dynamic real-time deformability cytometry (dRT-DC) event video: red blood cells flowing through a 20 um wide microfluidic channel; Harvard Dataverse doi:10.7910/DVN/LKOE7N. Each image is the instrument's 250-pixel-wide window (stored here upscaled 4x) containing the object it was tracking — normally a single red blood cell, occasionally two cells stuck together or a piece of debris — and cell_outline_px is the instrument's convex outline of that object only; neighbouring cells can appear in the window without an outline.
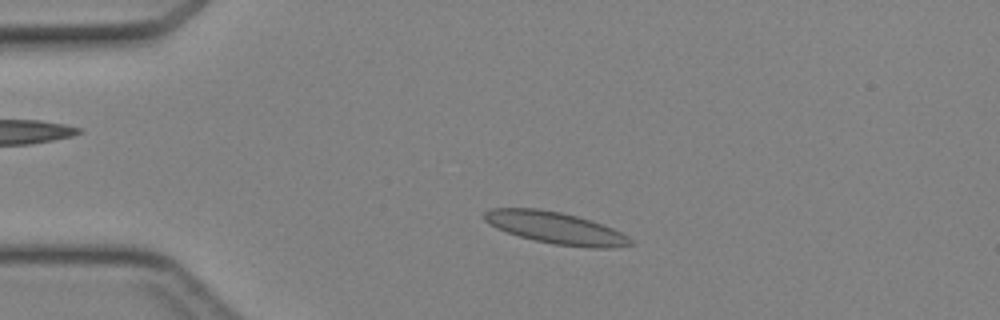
{"species": "Egyptian fruit bat (a non-hibernating species)", "species_latin": "Rousettus aegyptiacus", "temperature_condition": "cold", "stored_images_in_passage": 44, "camera_frame_rate_fps": 3000, "um_per_image_px": 0.085, "animal": {"sex": "female"}, "frame": {"image": 1, "passage_image": 8, "time_ms": 2.333, "image_size_px": [1000, 320], "cell_outline_px": [[632, 244], [616, 248], [588, 248], [552, 244], [520, 236], [496, 228], [488, 224], [484, 220], [484, 212], [492, 208], [536, 208], [560, 212], [576, 216], [612, 228], [628, 236], [632, 240]], "centroid_in_image_um": [47.22, 19.38], "position_along_channel_um": 37.8, "area_um2": 26.93}}
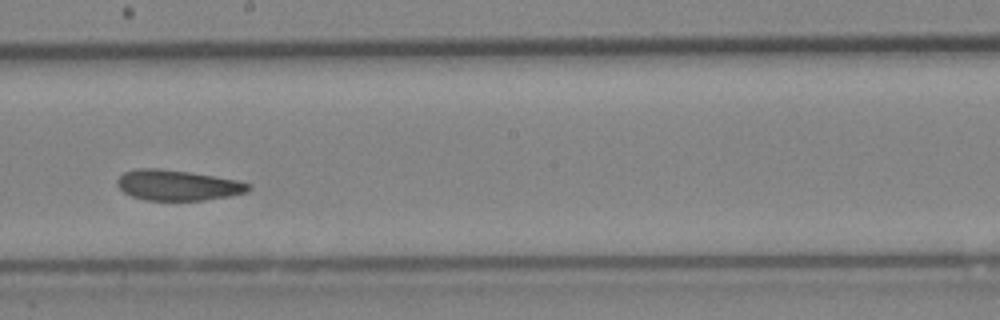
{"frame": {"image": 2, "passage_image": 24, "time_ms": 7.667, "image_size_px": [1000, 320], "cell_outline_px": [[252, 188], [248, 192], [228, 196], [204, 200], [144, 200], [132, 196], [124, 192], [116, 184], [116, 180], [124, 172], [140, 168], [160, 168], [188, 172], [240, 180], [252, 184]], "centroid_in_image_um": [15.13, 15.74], "position_along_channel_um": 233.1, "area_um2": 23.41}}
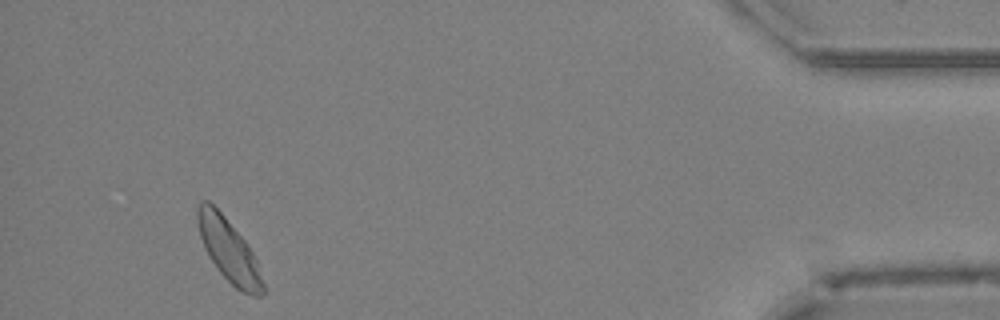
{"frame": {"image": 3, "passage_image": 41, "time_ms": 13.333, "image_size_px": [1000, 320], "cell_outline_px": [[264, 296], [252, 296], [236, 288], [216, 268], [208, 256], [200, 236], [196, 220], [196, 208], [200, 200], [208, 200], [224, 216], [248, 244], [256, 260], [264, 284]], "centroid_in_image_um": [19.43, 21.26], "position_along_channel_um": 415.8, "area_um2": 23.87}}